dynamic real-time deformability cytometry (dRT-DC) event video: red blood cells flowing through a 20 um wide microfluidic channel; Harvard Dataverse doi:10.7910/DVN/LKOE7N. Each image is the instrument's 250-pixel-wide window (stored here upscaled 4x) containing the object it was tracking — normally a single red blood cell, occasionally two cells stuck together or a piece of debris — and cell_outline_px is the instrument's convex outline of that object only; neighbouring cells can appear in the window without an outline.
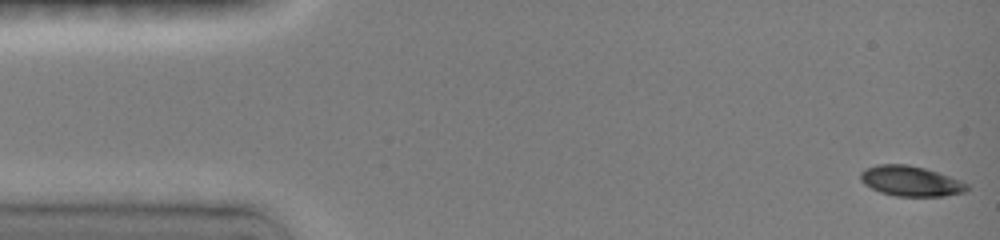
{"species": "common noctule bat (a hibernating species)", "species_latin": "Nyctalus noctula", "temperature_condition": "room temperature", "stored_images_in_passage": 10, "camera_frame_rate_fps": 3000, "um_per_image_px": 0.085, "animal": {"sex": "female", "body_mass_g": 19.0, "forearm_length_mm": 51.5}, "frame": {"image": 1, "passage_image": 1, "time_ms": 0.0, "image_size_px": [1000, 240], "cell_outline_px": [[968, 188], [964, 192], [944, 196], [896, 196], [880, 192], [864, 184], [860, 180], [860, 172], [864, 168], [876, 164], [908, 164], [924, 168], [960, 180], [968, 184]], "centroid_in_image_um": [77.36, 15.38], "position_along_channel_um": 7.6, "area_um2": 18.73}}
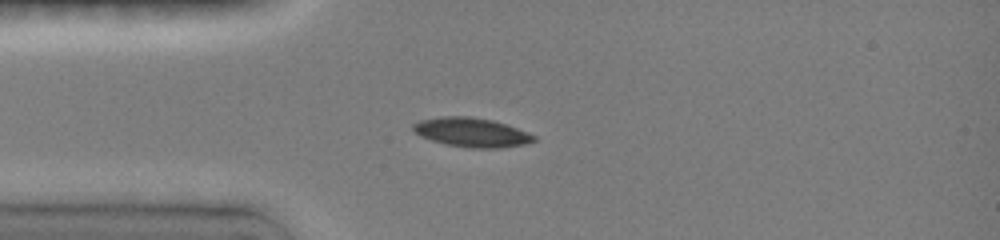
{"frame": {"image": 2, "passage_image": 6, "time_ms": 3.667, "image_size_px": [1000, 240], "cell_outline_px": [[536, 140], [524, 144], [500, 148], [468, 148], [448, 144], [432, 140], [420, 136], [412, 128], [412, 124], [420, 120], [440, 116], [472, 116], [492, 120], [528, 132], [536, 136]], "centroid_in_image_um": [40.08, 11.24], "position_along_channel_um": 44.9, "area_um2": 20.46}}
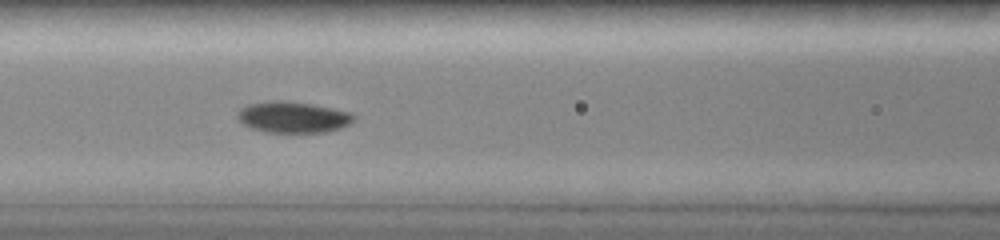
{"frame": {"image": 3, "passage_image": 9, "time_ms": 6.333, "image_size_px": [1000, 240], "cell_outline_px": [[356, 120], [352, 124], [328, 132], [264, 132], [252, 128], [244, 124], [236, 116], [236, 112], [240, 108], [248, 104], [272, 100], [276, 100], [312, 104], [352, 112], [356, 116]], "centroid_in_image_um": [24.94, 9.96], "position_along_channel_um": 141.7, "area_um2": 21.33}}